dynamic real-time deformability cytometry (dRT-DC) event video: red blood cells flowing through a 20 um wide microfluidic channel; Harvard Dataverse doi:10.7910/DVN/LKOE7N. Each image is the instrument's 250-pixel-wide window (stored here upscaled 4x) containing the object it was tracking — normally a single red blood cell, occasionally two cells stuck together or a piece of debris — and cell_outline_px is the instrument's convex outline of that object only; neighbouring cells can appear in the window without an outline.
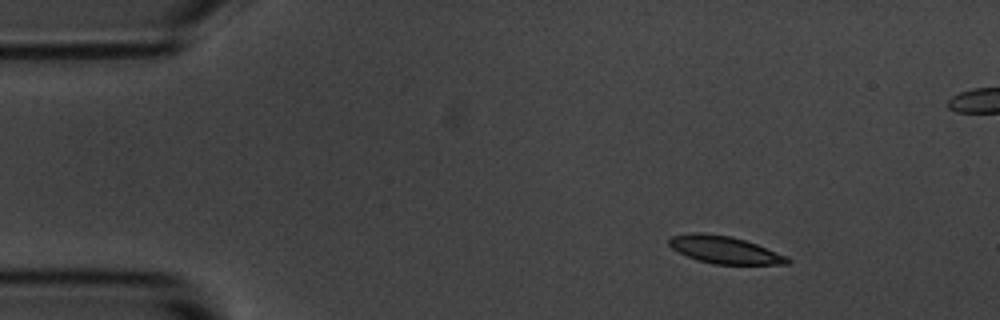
{"species": "common noctule bat (a hibernating species)", "species_latin": "Nyctalus noctula", "temperature_condition": "room temperature", "stored_images_in_passage": 7, "camera_frame_rate_fps": 3000, "um_per_image_px": 0.085, "animal": {"sex": "male", "body_mass_g": 20.1, "forearm_length_mm": 53.5}, "frame": {"image": 1, "passage_image": 1, "time_ms": 0.0, "image_size_px": [1000, 320], "cell_outline_px": [[792, 260], [788, 264], [712, 264], [696, 260], [672, 248], [668, 244], [668, 240], [672, 236], [692, 232], [704, 232], [732, 236], [756, 244], [788, 256]], "centroid_in_image_um": [61.59, 21.23], "position_along_channel_um": 23.4, "area_um2": 18.96}}
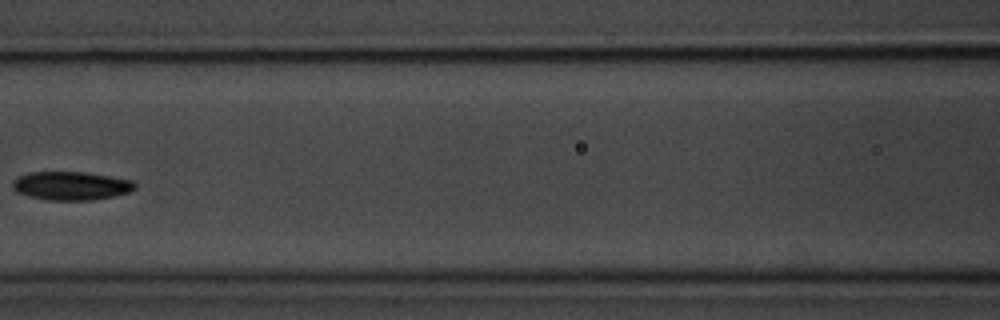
{"frame": {"image": 2, "passage_image": 6, "time_ms": 5.667, "image_size_px": [1000, 320], "cell_outline_px": [[136, 188], [128, 192], [112, 196], [92, 200], [48, 200], [28, 196], [16, 192], [12, 188], [12, 180], [16, 176], [32, 172], [84, 172], [132, 180], [136, 184]], "centroid_in_image_um": [5.99, 15.79], "position_along_channel_um": 160.6, "area_um2": 20.35}}
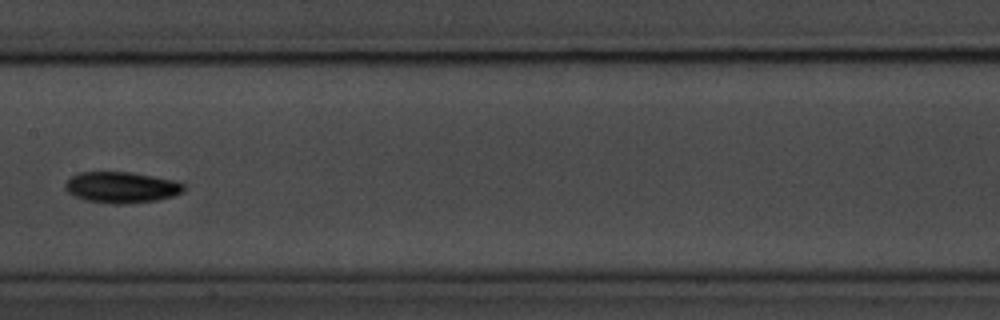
{"frame": {"image": 3, "passage_image": 7, "time_ms": 6.667, "image_size_px": [1000, 320], "cell_outline_px": [[184, 192], [172, 196], [156, 200], [124, 204], [112, 204], [84, 200], [68, 192], [64, 188], [64, 184], [72, 176], [80, 172], [132, 172], [176, 180], [184, 184]], "centroid_in_image_um": [10.34, 15.92], "position_along_channel_um": 197.1, "area_um2": 21.56}}